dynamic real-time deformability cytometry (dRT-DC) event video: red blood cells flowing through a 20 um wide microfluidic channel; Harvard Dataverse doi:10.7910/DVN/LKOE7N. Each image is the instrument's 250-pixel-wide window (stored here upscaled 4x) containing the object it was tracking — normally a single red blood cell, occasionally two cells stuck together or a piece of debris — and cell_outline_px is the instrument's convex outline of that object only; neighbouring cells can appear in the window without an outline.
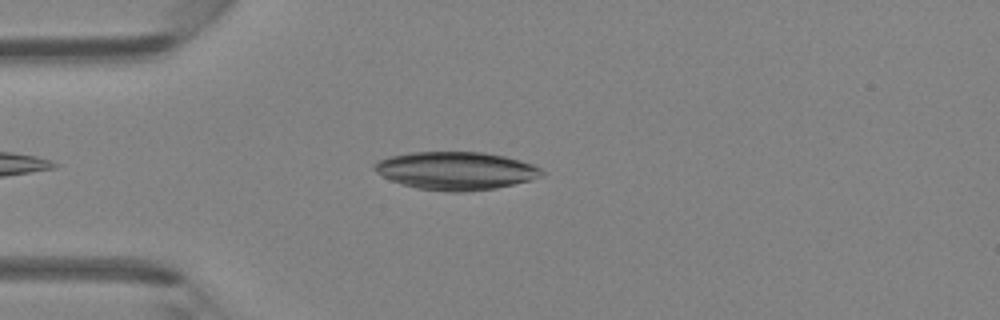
{"species": "Egyptian fruit bat (a non-hibernating species)", "species_latin": "Rousettus aegyptiacus", "temperature_condition": "room temperature", "stored_images_in_passage": 35, "camera_frame_rate_fps": 3000, "um_per_image_px": 0.085, "animal": {"sex": "female"}, "frame": {"image": 1, "passage_image": 5, "time_ms": 1.333, "image_size_px": [1000, 320], "cell_outline_px": [[544, 176], [496, 188], [464, 192], [448, 192], [416, 188], [400, 184], [376, 172], [372, 168], [372, 164], [388, 156], [408, 152], [484, 152], [504, 156], [520, 160], [532, 164], [540, 168], [544, 172]], "centroid_in_image_um": [38.72, 14.51], "position_along_channel_um": 46.3, "area_um2": 37.17}}
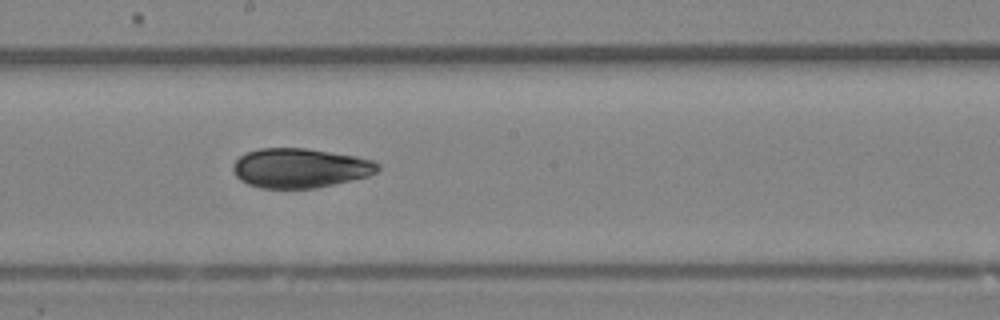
{"frame": {"image": 2, "passage_image": 18, "time_ms": 5.667, "image_size_px": [1000, 320], "cell_outline_px": [[380, 168], [376, 172], [368, 176], [316, 188], [260, 188], [248, 184], [240, 180], [236, 176], [232, 168], [232, 164], [244, 152], [260, 148], [308, 148], [356, 156], [372, 160], [380, 164]], "centroid_in_image_um": [25.49, 14.27], "position_along_channel_um": 222.7, "area_um2": 33.47}}
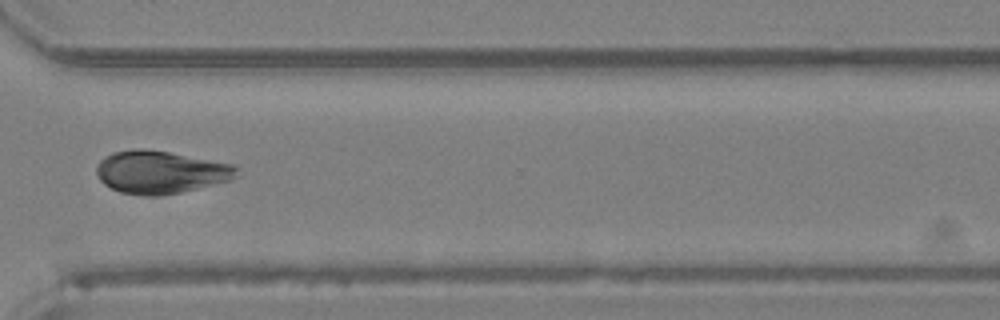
{"frame": {"image": 3, "passage_image": 27, "time_ms": 8.667, "image_size_px": [1000, 320], "cell_outline_px": [[236, 176], [232, 180], [180, 192], [160, 196], [144, 196], [120, 192], [104, 184], [96, 176], [96, 164], [104, 156], [112, 152], [132, 148], [144, 148], [168, 152], [232, 164], [236, 168]], "centroid_in_image_um": [13.57, 14.63], "position_along_channel_um": 357.0, "area_um2": 34.97}}